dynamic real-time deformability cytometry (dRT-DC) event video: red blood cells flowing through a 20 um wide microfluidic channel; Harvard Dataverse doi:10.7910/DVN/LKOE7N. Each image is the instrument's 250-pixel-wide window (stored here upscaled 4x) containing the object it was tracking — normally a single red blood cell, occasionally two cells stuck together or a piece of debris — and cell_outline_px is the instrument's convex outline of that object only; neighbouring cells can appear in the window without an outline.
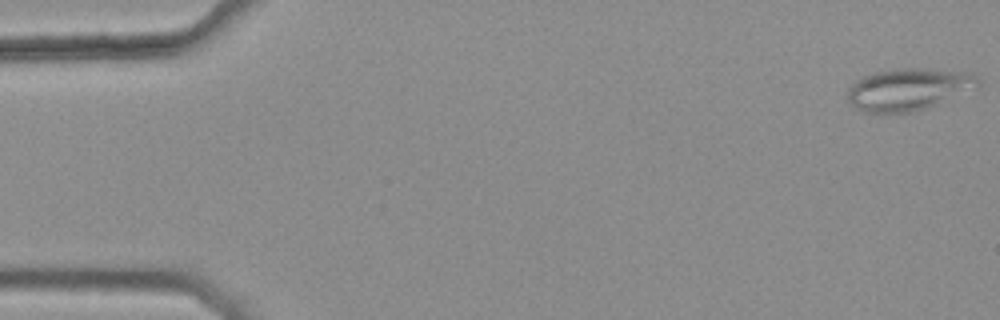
{"species": "common noctule bat (a hibernating species)", "species_latin": "Nyctalus noctula", "temperature_condition": "warm", "stored_images_in_passage": 5, "camera_frame_rate_fps": 3000, "um_per_image_px": 0.085, "animal": {"sex": "female", "body_mass_g": 25.1}, "frame": {"image": 1, "passage_image": 1, "time_ms": 0.0, "image_size_px": [1000, 320], "cell_outline_px": [[980, 84], [928, 108], [912, 112], [864, 112], [856, 108], [848, 100], [848, 88], [856, 80], [864, 76], [876, 72], [896, 68], [928, 68], [972, 72], [980, 80]], "centroid_in_image_um": [77.2, 7.57], "position_along_channel_um": 7.8, "area_um2": 31.73}}